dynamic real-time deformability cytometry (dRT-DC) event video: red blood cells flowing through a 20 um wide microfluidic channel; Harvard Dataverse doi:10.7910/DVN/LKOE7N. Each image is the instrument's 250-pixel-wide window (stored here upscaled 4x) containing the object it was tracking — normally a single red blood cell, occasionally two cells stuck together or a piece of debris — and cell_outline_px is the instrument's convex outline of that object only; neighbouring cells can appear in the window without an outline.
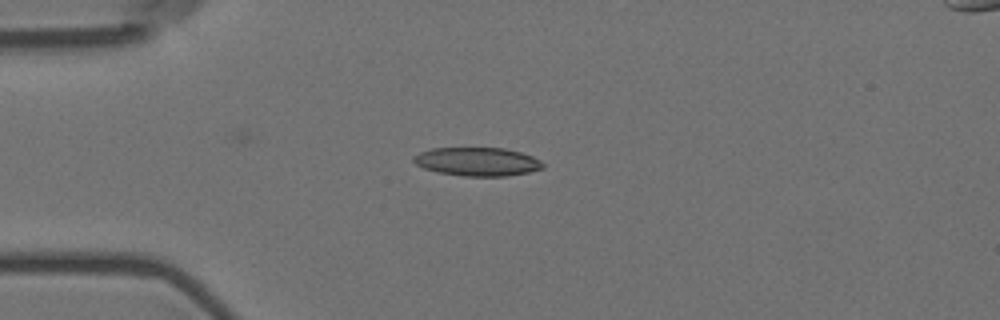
{"species": "Egyptian fruit bat (a non-hibernating species)", "species_latin": "Rousettus aegyptiacus", "temperature_condition": "room temperature", "stored_images_in_passage": 7, "camera_frame_rate_fps": 3000, "um_per_image_px": 0.085, "animal": {"sex": "female"}, "frame": {"image": 1, "passage_image": 3, "time_ms": 0.667, "image_size_px": [1000, 320], "cell_outline_px": [[544, 168], [528, 172], [508, 176], [464, 176], [436, 172], [424, 168], [416, 164], [412, 160], [412, 156], [420, 152], [432, 148], [504, 148], [520, 152], [532, 156], [540, 160], [544, 164]], "centroid_in_image_um": [40.56, 13.74], "position_along_channel_um": 44.4, "area_um2": 21.56}}
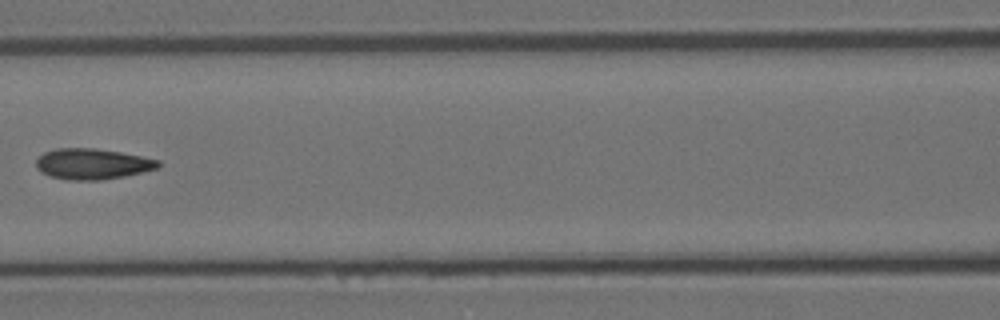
{"frame": {"image": 2, "passage_image": 6, "time_ms": 1.667, "image_size_px": [1000, 320], "cell_outline_px": [[160, 168], [124, 176], [100, 180], [64, 180], [48, 176], [40, 172], [36, 168], [36, 160], [44, 152], [56, 148], [96, 148], [120, 152], [160, 160]], "centroid_in_image_um": [7.82, 13.94], "position_along_channel_um": 158.8, "area_um2": 22.08}}
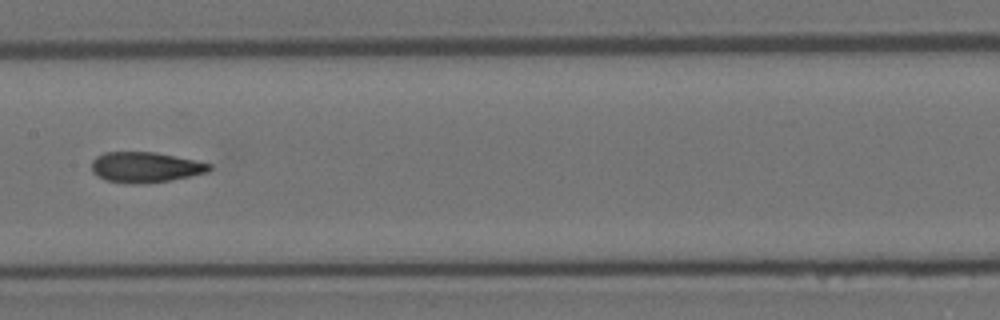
{"frame": {"image": 3, "passage_image": 7, "time_ms": 2.0, "image_size_px": [1000, 320], "cell_outline_px": [[212, 168], [208, 172], [148, 184], [132, 184], [104, 180], [92, 172], [92, 160], [96, 156], [104, 152], [152, 152], [212, 164]], "centroid_in_image_um": [12.3, 14.22], "position_along_channel_um": 195.1, "area_um2": 20.75}}